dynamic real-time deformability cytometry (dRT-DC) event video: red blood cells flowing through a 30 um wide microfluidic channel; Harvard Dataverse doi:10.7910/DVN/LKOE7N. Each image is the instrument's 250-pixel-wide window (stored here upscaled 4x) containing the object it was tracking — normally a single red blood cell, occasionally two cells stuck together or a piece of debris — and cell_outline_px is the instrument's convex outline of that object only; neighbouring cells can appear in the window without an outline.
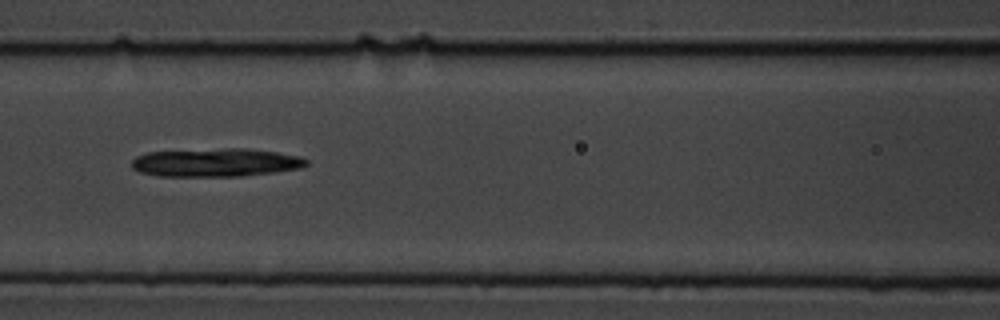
{"species": "common noctule bat (a hibernating species)", "species_latin": "Nyctalus noctula", "temperature_condition": "cold", "stored_images_in_passage": 14, "camera_frame_rate_fps": 3000, "um_per_image_px": 0.085, "animal": {"sex": "male", "body_mass_g": 19.5, "forearm_length_mm": 54.6}, "frame": {"image": 1, "passage_image": 5, "time_ms": 4.667, "image_size_px": [1000, 320], "cell_outline_px": [[308, 164], [304, 168], [276, 172], [240, 176], [156, 176], [140, 172], [132, 168], [132, 160], [136, 156], [148, 152], [224, 148], [248, 148], [276, 152], [300, 156], [308, 160]], "centroid_in_image_um": [18.38, 13.81], "position_along_channel_um": 148.2, "area_um2": 29.07}}
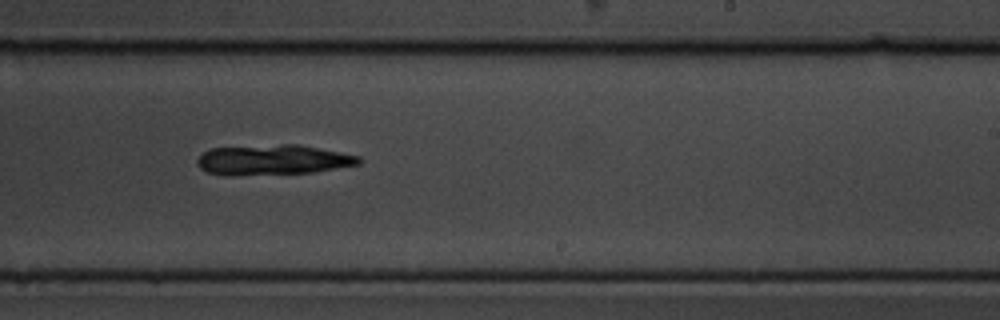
{"frame": {"image": 2, "passage_image": 8, "time_ms": 8.0, "image_size_px": [1000, 320], "cell_outline_px": [[364, 160], [360, 164], [312, 172], [228, 176], [224, 176], [208, 172], [200, 168], [196, 164], [196, 160], [204, 152], [212, 148], [284, 144], [300, 144], [360, 156]], "centroid_in_image_um": [23.2, 13.59], "position_along_channel_um": 265.8, "area_um2": 28.5}}
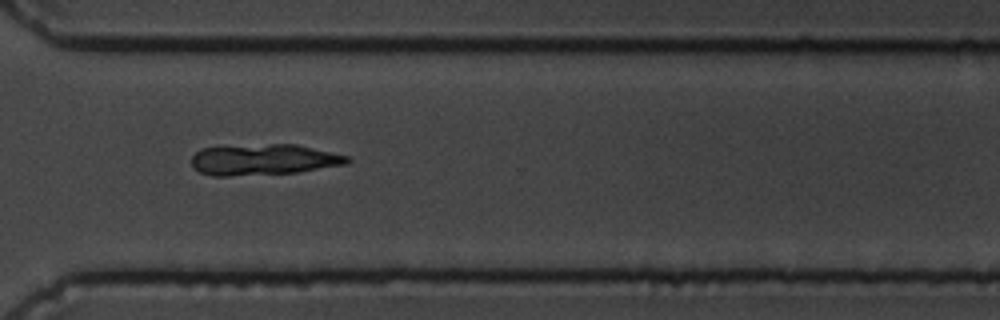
{"frame": {"image": 3, "passage_image": 10, "time_ms": 10.333, "image_size_px": [1000, 320], "cell_outline_px": [[352, 160], [348, 164], [296, 172], [228, 176], [212, 176], [200, 172], [192, 168], [192, 156], [200, 148], [272, 144], [296, 144], [332, 152], [348, 156]], "centroid_in_image_um": [22.41, 13.57], "position_along_channel_um": 348.2, "area_um2": 27.98}, "authors_computed_cell_mechanics": {"area_um2": 27.9752, "velocity_mm_per_s": 3.5309, "shape_relaxation_time_tau1_ms": 2.0795, "shape_relaxation_time_tau2_ms": 1.8871, "deformation_change_tau1": 0.0998, "deformation_change_tau2": 0.0337}}